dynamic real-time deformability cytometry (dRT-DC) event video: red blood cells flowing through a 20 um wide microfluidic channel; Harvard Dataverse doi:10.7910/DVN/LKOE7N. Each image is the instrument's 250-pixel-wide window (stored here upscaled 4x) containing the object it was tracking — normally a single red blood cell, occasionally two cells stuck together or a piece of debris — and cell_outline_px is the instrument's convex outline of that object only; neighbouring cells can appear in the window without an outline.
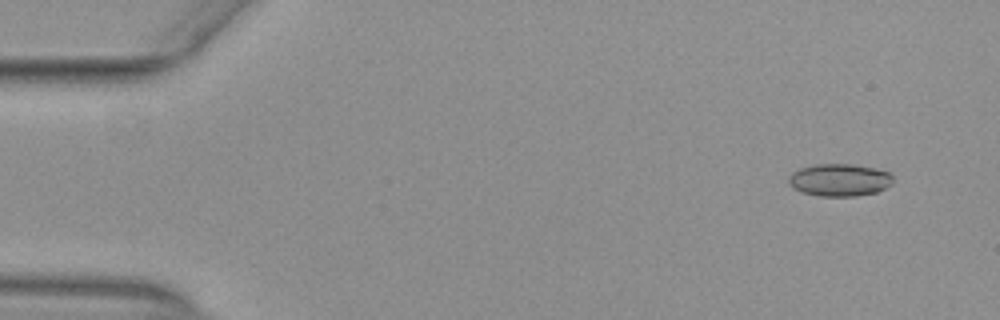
{"species": "common noctule bat (a hibernating species)", "species_latin": "Nyctalus noctula", "temperature_condition": "warm", "stored_images_in_passage": 50, "camera_frame_rate_fps": 3000, "um_per_image_px": 0.085, "animal": {"sex": "female", "body_mass_g": 29.2, "forearm_length_mm": 56.3}, "frame": {"image": 1, "passage_image": 1, "time_ms": 0.0, "image_size_px": [1000, 320], "cell_outline_px": [[892, 184], [876, 192], [856, 196], [820, 196], [800, 192], [792, 188], [788, 184], [788, 176], [792, 172], [800, 168], [816, 164], [852, 164], [872, 168], [888, 172], [892, 176]], "centroid_in_image_um": [71.3, 15.3], "position_along_channel_um": 13.7, "area_um2": 19.77}}
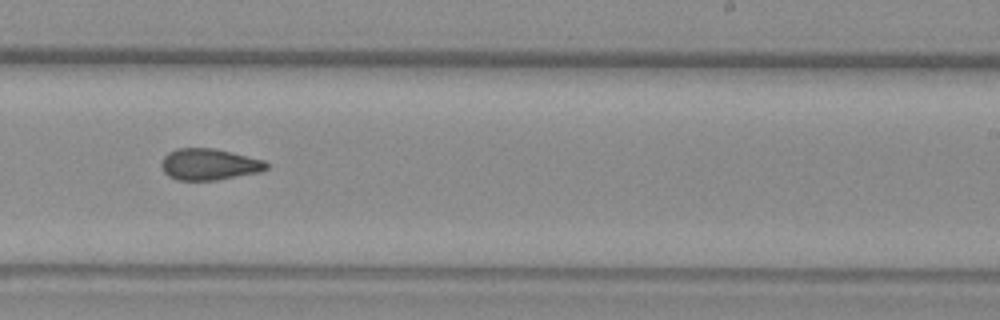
{"frame": {"image": 2, "passage_image": 30, "time_ms": 9.667, "image_size_px": [1000, 320], "cell_outline_px": [[268, 168], [260, 172], [216, 180], [176, 180], [168, 176], [164, 172], [160, 164], [164, 156], [168, 152], [176, 148], [212, 148], [232, 152], [264, 160], [268, 164]], "centroid_in_image_um": [17.76, 13.97], "position_along_channel_um": 271.2, "area_um2": 19.31}}
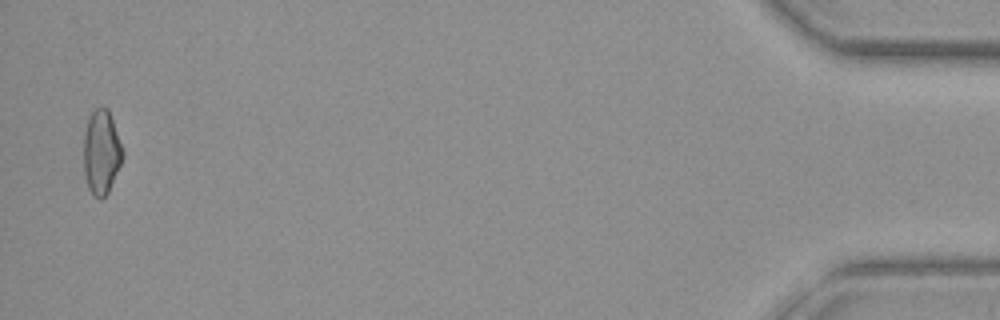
{"frame": {"image": 3, "passage_image": 49, "time_ms": 16.0, "image_size_px": [1000, 320], "cell_outline_px": [[124, 156], [108, 192], [100, 200], [92, 196], [88, 188], [84, 172], [84, 132], [88, 120], [92, 112], [100, 104], [104, 104], [108, 108], [124, 152]], "centroid_in_image_um": [8.61, 12.92], "position_along_channel_um": 426.6, "area_um2": 19.31}, "authors_computed_cell_mechanics": {"area_um2": 19.5364, "velocity_mm_per_s": 3.9352, "shape_relaxation_time_tau1_ms": null, "shape_relaxation_time_tau2_ms": 2.2959, "deformation_change_tau1": null, "deformation_change_tau2": 0.0968}}